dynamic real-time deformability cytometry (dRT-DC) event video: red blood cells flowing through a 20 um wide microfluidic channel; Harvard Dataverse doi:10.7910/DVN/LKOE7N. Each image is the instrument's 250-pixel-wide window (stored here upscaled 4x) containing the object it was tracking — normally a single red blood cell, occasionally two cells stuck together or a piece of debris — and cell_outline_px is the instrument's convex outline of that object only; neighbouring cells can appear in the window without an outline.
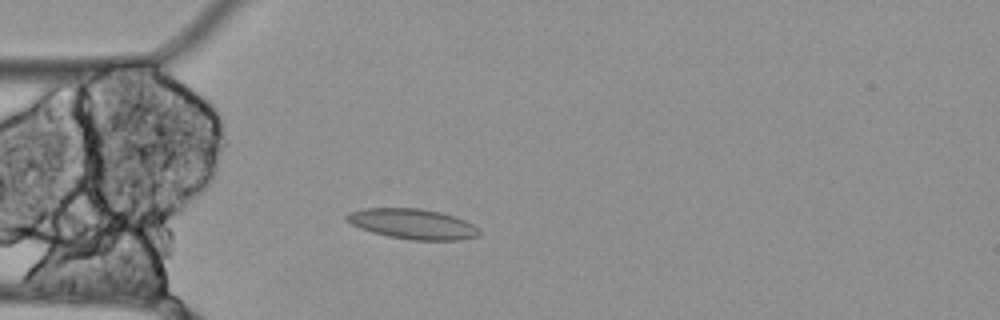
{"species": "Egyptian fruit bat (a non-hibernating species)", "species_latin": "Rousettus aegyptiacus", "temperature_condition": "cold", "stored_images_in_passage": 55, "camera_frame_rate_fps": 3000, "um_per_image_px": 0.085, "animal": {"sex": "female"}, "frame": {"image": 1, "passage_image": 14, "time_ms": 4.333, "image_size_px": [1000, 320], "cell_outline_px": [[480, 232], [476, 236], [460, 240], [412, 240], [388, 236], [372, 232], [360, 228], [344, 220], [344, 216], [348, 212], [364, 208], [420, 208], [440, 212], [464, 220], [472, 224]], "centroid_in_image_um": [35.01, 19.03], "position_along_channel_um": 50.0, "area_um2": 23.24}}
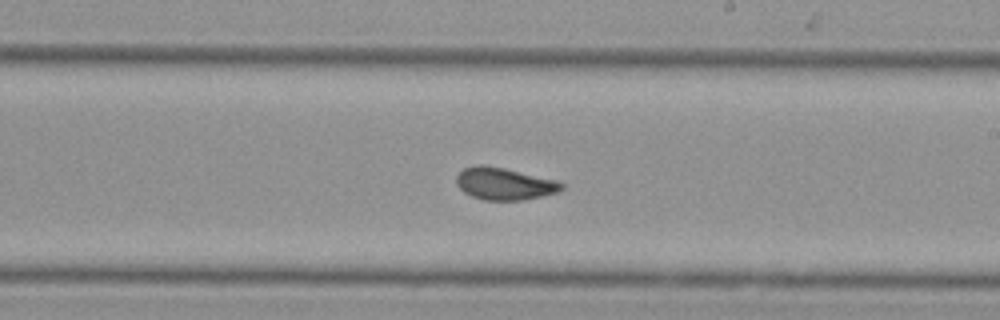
{"frame": {"image": 2, "passage_image": 31, "time_ms": 10.0, "image_size_px": [1000, 320], "cell_outline_px": [[564, 188], [560, 192], [520, 200], [484, 200], [472, 196], [464, 192], [456, 184], [456, 176], [464, 168], [476, 164], [484, 164], [504, 168], [560, 180], [564, 184]], "centroid_in_image_um": [42.9, 15.6], "position_along_channel_um": 246.1, "area_um2": 19.94}}
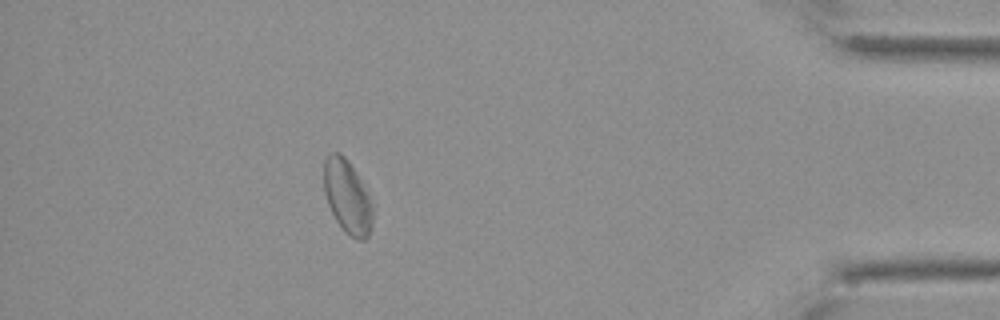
{"frame": {"image": 3, "passage_image": 49, "time_ms": 16.0, "image_size_px": [1000, 320], "cell_outline_px": [[372, 228], [368, 236], [364, 240], [356, 240], [344, 232], [336, 220], [328, 204], [324, 192], [324, 160], [332, 152], [340, 152], [348, 160], [356, 172], [372, 204]], "centroid_in_image_um": [29.52, 16.74], "position_along_channel_um": 405.7, "area_um2": 20.81}, "authors_computed_cell_mechanics": {"area_um2": 20.5768, "velocity_mm_per_s": 3.4541, "shape_relaxation_time_tau1_ms": null, "shape_relaxation_time_tau2_ms": 2.8579, "deformation_change_tau1": null, "deformation_change_tau2": 0.0824}}